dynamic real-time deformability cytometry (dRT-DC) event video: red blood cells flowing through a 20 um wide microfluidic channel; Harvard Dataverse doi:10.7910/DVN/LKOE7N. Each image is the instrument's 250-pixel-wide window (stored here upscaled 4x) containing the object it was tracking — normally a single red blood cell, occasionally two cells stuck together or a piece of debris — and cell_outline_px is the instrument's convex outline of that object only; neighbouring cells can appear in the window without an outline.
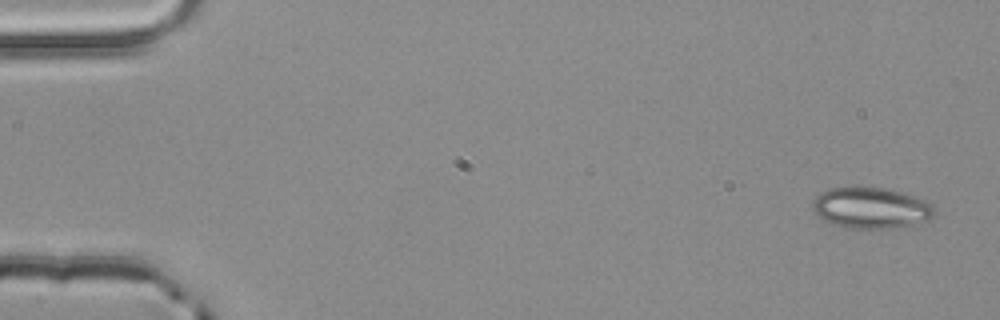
{"species": "common noctule bat (a hibernating species)", "species_latin": "Nyctalus noctula", "temperature_condition": "room temperature", "stored_images_in_passage": 3, "camera_frame_rate_fps": 3000, "um_per_image_px": 0.085, "animal": {"sex": "male", "body_mass_g": 20.4}, "frame": {"image": 1, "passage_image": 1, "time_ms": 0.0, "image_size_px": [1000, 320], "cell_outline_px": [[936, 216], [928, 220], [912, 224], [892, 228], [844, 228], [824, 220], [816, 212], [812, 204], [812, 200], [820, 192], [828, 188], [884, 188], [916, 196], [932, 204], [936, 208]], "centroid_in_image_um": [74.07, 17.68], "position_along_channel_um": 10.9, "area_um2": 29.02}}